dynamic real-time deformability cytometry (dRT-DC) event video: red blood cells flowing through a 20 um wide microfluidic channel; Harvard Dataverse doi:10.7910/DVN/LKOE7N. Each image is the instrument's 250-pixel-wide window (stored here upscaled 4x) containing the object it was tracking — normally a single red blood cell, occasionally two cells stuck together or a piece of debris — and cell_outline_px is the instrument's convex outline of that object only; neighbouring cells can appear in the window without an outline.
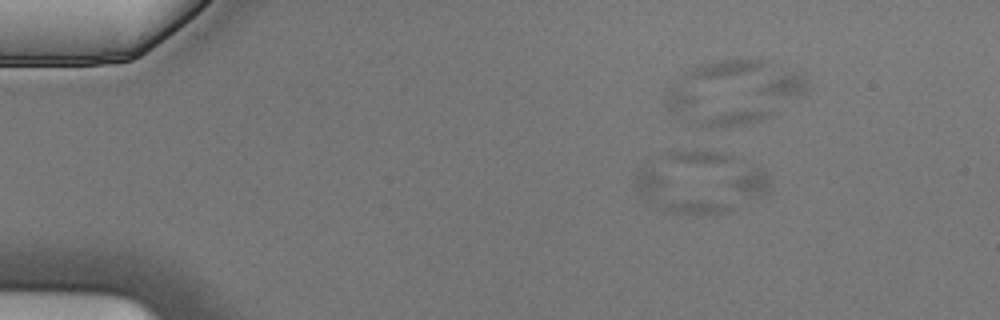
{"species": "Egyptian fruit bat (a non-hibernating species)", "species_latin": "Rousettus aegyptiacus", "temperature_condition": "cold", "stored_images_in_passage": 8, "camera_frame_rate_fps": 3000, "um_per_image_px": 0.085, "animal": {"sex": "male"}, "frame": {"image": 1, "passage_image": 3, "time_ms": 0.667, "image_size_px": [1000, 320], "cell_outline_px": [[732, 208], [728, 212], [668, 212], [652, 208], [648, 204], [636, 188], [632, 180], [644, 164]], "centroid_in_image_um": [57.22, 16.49], "position_along_channel_um": 27.8, "area_um2": 17.34}}